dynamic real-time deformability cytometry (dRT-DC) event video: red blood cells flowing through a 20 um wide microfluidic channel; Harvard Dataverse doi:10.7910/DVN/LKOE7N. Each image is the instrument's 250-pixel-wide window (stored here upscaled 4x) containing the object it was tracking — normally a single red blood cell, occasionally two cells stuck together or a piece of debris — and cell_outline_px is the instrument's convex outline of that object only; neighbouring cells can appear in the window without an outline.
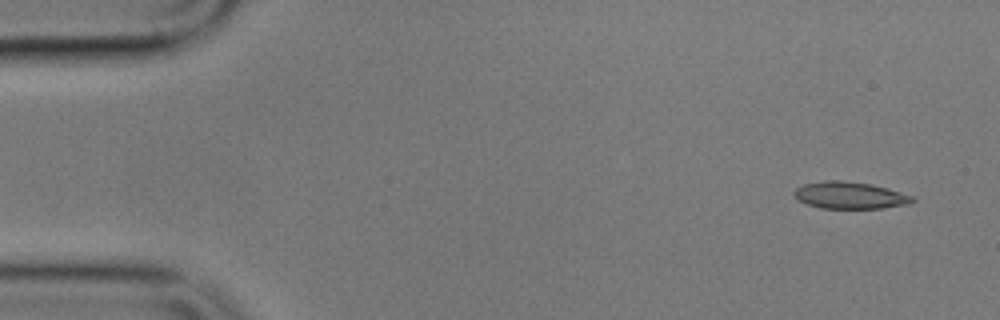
{"species": "common noctule bat (a hibernating species)", "species_latin": "Nyctalus noctula", "temperature_condition": "cold", "stored_images_in_passage": 5, "camera_frame_rate_fps": 3000, "um_per_image_px": 0.085, "animal": {"sex": "male", "body_mass_g": 17.9}, "frame": {"image": 1, "passage_image": 1, "time_ms": 0.0, "image_size_px": [1000, 320], "cell_outline_px": [[916, 200], [908, 204], [884, 208], [820, 208], [796, 200], [792, 192], [796, 188], [804, 184], [824, 180], [840, 180], [872, 184], [888, 188], [912, 196]], "centroid_in_image_um": [72.21, 16.6], "position_along_channel_um": 12.8, "area_um2": 18.67}}
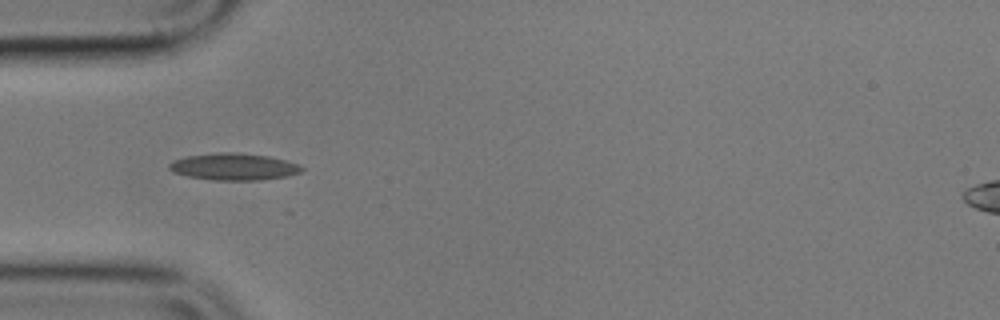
{"frame": {"image": 2, "passage_image": 4, "time_ms": 4.667, "image_size_px": [1000, 320], "cell_outline_px": [[304, 168], [300, 172], [288, 176], [260, 180], [212, 180], [188, 176], [172, 172], [168, 168], [168, 164], [172, 160], [188, 156], [220, 152], [232, 152], [268, 156], [300, 164]], "centroid_in_image_um": [19.86, 14.17], "position_along_channel_um": 65.1, "area_um2": 20.75}}
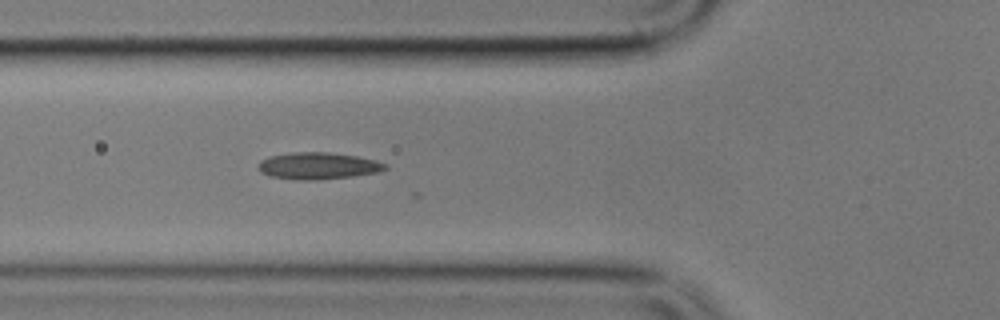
{"frame": {"image": 3, "passage_image": 5, "time_ms": 5.667, "image_size_px": [1000, 320], "cell_outline_px": [[388, 168], [380, 172], [352, 176], [316, 180], [296, 180], [272, 176], [260, 172], [260, 160], [272, 156], [296, 152], [328, 152], [356, 156], [376, 160], [388, 164]], "centroid_in_image_um": [27.1, 14.1], "position_along_channel_um": 98.7, "area_um2": 19.71}}